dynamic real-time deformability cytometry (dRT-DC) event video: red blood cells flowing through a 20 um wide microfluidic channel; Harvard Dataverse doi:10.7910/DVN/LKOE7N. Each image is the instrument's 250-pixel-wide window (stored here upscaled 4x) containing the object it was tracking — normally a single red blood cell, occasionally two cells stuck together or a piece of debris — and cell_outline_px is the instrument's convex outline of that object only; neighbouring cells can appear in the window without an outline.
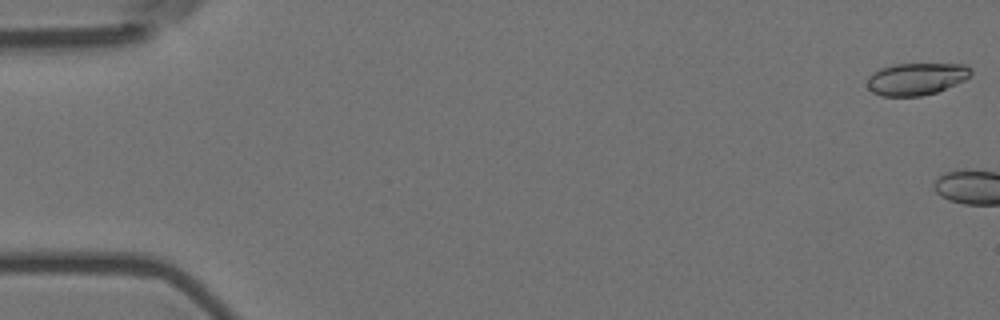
{"species": "Egyptian fruit bat (a non-hibernating species)", "species_latin": "Rousettus aegyptiacus", "temperature_condition": "room temperature", "stored_images_in_passage": 4, "camera_frame_rate_fps": 3000, "um_per_image_px": 0.085, "animal": {"sex": "female"}, "frame": {"image": 1, "passage_image": 1, "time_ms": 0.0, "image_size_px": [1000, 320], "cell_outline_px": [[972, 72], [964, 80], [956, 84], [936, 92], [920, 96], [880, 96], [872, 92], [868, 88], [868, 76], [880, 68], [896, 64], [964, 64], [972, 68]], "centroid_in_image_um": [77.88, 6.7], "position_along_channel_um": 7.1, "area_um2": 19.36}}